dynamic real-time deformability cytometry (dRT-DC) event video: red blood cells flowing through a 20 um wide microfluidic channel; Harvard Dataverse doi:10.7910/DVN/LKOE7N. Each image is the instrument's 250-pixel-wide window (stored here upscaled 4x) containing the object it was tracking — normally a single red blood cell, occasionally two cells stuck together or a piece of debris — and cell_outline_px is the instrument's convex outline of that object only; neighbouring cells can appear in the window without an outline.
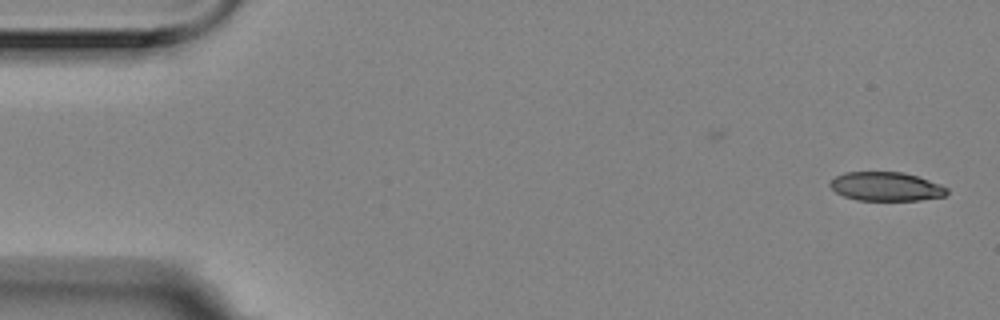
{"species": "Egyptian fruit bat (a non-hibernating species)", "species_latin": "Rousettus aegyptiacus", "temperature_condition": "room temperature", "stored_images_in_passage": 55, "camera_frame_rate_fps": 3000, "um_per_image_px": 0.085, "animal": {"sex": "female"}, "frame": {"image": 1, "passage_image": 1, "time_ms": 0.0, "image_size_px": [1000, 320], "cell_outline_px": [[948, 192], [944, 196], [920, 200], [856, 200], [844, 196], [836, 192], [828, 184], [836, 176], [844, 172], [904, 172], [940, 184], [948, 188]], "centroid_in_image_um": [75.31, 15.85], "position_along_channel_um": 9.7, "area_um2": 19.59}}
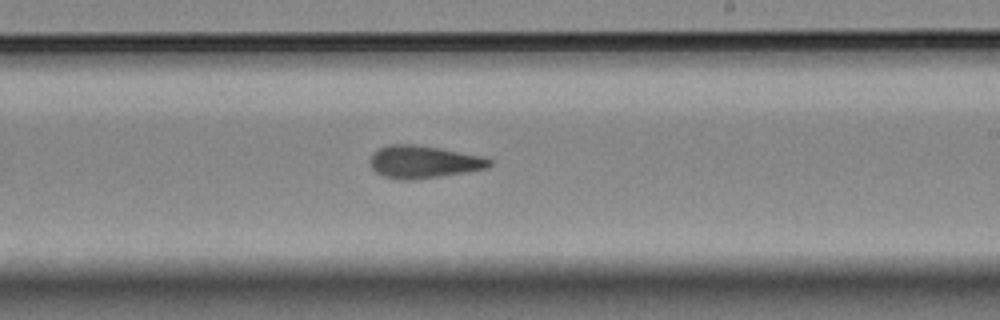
{"frame": {"image": 2, "passage_image": 32, "time_ms": 10.333, "image_size_px": [1000, 320], "cell_outline_px": [[492, 164], [488, 168], [468, 172], [412, 180], [400, 180], [384, 176], [376, 172], [372, 168], [372, 156], [380, 148], [388, 144], [416, 144], [440, 148], [484, 156], [492, 160]], "centroid_in_image_um": [36.07, 13.76], "position_along_channel_um": 252.9, "area_um2": 22.6}}
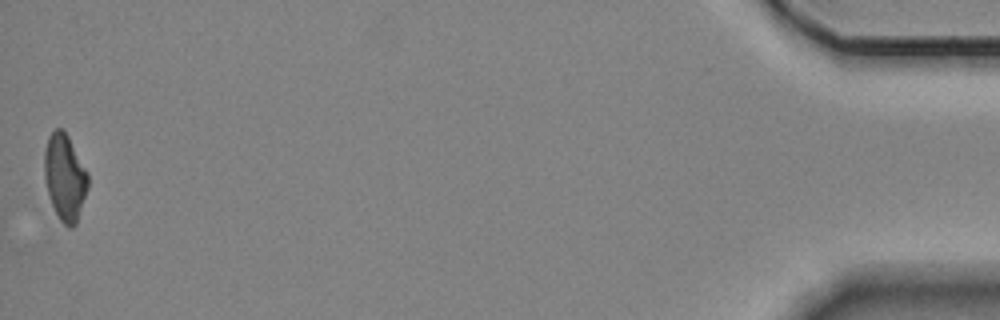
{"frame": {"image": 3, "passage_image": 55, "time_ms": 18.0, "image_size_px": [1000, 320], "cell_outline_px": [[88, 188], [76, 224], [72, 228], [68, 228], [60, 220], [52, 204], [48, 192], [44, 176], [44, 152], [48, 136], [56, 128], [64, 128], [88, 172]], "centroid_in_image_um": [5.52, 15.04], "position_along_channel_um": 429.7, "area_um2": 22.02}, "authors_computed_cell_mechanics": {"area_um2": 22.0796, "velocity_mm_per_s": 3.5361, "shape_relaxation_time_tau1_ms": 6.1635, "shape_relaxation_time_tau2_ms": 2.9852, "deformation_change_tau1": 0.2017, "deformation_change_tau2": 0.1284}}